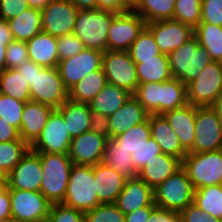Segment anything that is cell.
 Wrapping results in <instances>:
<instances>
[{"label":"cell","instance_id":"cell-49","mask_svg":"<svg viewBox=\"0 0 222 222\" xmlns=\"http://www.w3.org/2000/svg\"><path fill=\"white\" fill-rule=\"evenodd\" d=\"M200 23L222 26V0H202Z\"/></svg>","mask_w":222,"mask_h":222},{"label":"cell","instance_id":"cell-18","mask_svg":"<svg viewBox=\"0 0 222 222\" xmlns=\"http://www.w3.org/2000/svg\"><path fill=\"white\" fill-rule=\"evenodd\" d=\"M108 139L92 131L72 138L68 156L75 165L93 166L102 162Z\"/></svg>","mask_w":222,"mask_h":222},{"label":"cell","instance_id":"cell-14","mask_svg":"<svg viewBox=\"0 0 222 222\" xmlns=\"http://www.w3.org/2000/svg\"><path fill=\"white\" fill-rule=\"evenodd\" d=\"M78 11L67 0H52L41 10L42 31L54 37L73 33Z\"/></svg>","mask_w":222,"mask_h":222},{"label":"cell","instance_id":"cell-57","mask_svg":"<svg viewBox=\"0 0 222 222\" xmlns=\"http://www.w3.org/2000/svg\"><path fill=\"white\" fill-rule=\"evenodd\" d=\"M97 8L122 13L130 10L123 0H97Z\"/></svg>","mask_w":222,"mask_h":222},{"label":"cell","instance_id":"cell-24","mask_svg":"<svg viewBox=\"0 0 222 222\" xmlns=\"http://www.w3.org/2000/svg\"><path fill=\"white\" fill-rule=\"evenodd\" d=\"M181 167L178 158L160 153L138 171V177L154 190Z\"/></svg>","mask_w":222,"mask_h":222},{"label":"cell","instance_id":"cell-10","mask_svg":"<svg viewBox=\"0 0 222 222\" xmlns=\"http://www.w3.org/2000/svg\"><path fill=\"white\" fill-rule=\"evenodd\" d=\"M194 130V144L188 152L202 153L222 149V125L211 106H196Z\"/></svg>","mask_w":222,"mask_h":222},{"label":"cell","instance_id":"cell-23","mask_svg":"<svg viewBox=\"0 0 222 222\" xmlns=\"http://www.w3.org/2000/svg\"><path fill=\"white\" fill-rule=\"evenodd\" d=\"M176 132L181 146L188 152L194 144L196 106L186 104L163 114Z\"/></svg>","mask_w":222,"mask_h":222},{"label":"cell","instance_id":"cell-43","mask_svg":"<svg viewBox=\"0 0 222 222\" xmlns=\"http://www.w3.org/2000/svg\"><path fill=\"white\" fill-rule=\"evenodd\" d=\"M125 214L114 204H99L85 212V222H124Z\"/></svg>","mask_w":222,"mask_h":222},{"label":"cell","instance_id":"cell-6","mask_svg":"<svg viewBox=\"0 0 222 222\" xmlns=\"http://www.w3.org/2000/svg\"><path fill=\"white\" fill-rule=\"evenodd\" d=\"M195 189L186 171L181 167L154 189L157 207L181 212L193 203Z\"/></svg>","mask_w":222,"mask_h":222},{"label":"cell","instance_id":"cell-30","mask_svg":"<svg viewBox=\"0 0 222 222\" xmlns=\"http://www.w3.org/2000/svg\"><path fill=\"white\" fill-rule=\"evenodd\" d=\"M139 84L164 82L173 78L167 54H159V59H140L135 64Z\"/></svg>","mask_w":222,"mask_h":222},{"label":"cell","instance_id":"cell-41","mask_svg":"<svg viewBox=\"0 0 222 222\" xmlns=\"http://www.w3.org/2000/svg\"><path fill=\"white\" fill-rule=\"evenodd\" d=\"M202 0H176L173 20L195 28L201 22Z\"/></svg>","mask_w":222,"mask_h":222},{"label":"cell","instance_id":"cell-22","mask_svg":"<svg viewBox=\"0 0 222 222\" xmlns=\"http://www.w3.org/2000/svg\"><path fill=\"white\" fill-rule=\"evenodd\" d=\"M151 138L158 144L162 153L178 158L181 162L187 151L181 146L176 132L163 114H149Z\"/></svg>","mask_w":222,"mask_h":222},{"label":"cell","instance_id":"cell-19","mask_svg":"<svg viewBox=\"0 0 222 222\" xmlns=\"http://www.w3.org/2000/svg\"><path fill=\"white\" fill-rule=\"evenodd\" d=\"M114 204L124 214L132 213L142 207H157L154 203V190L138 176L127 178Z\"/></svg>","mask_w":222,"mask_h":222},{"label":"cell","instance_id":"cell-63","mask_svg":"<svg viewBox=\"0 0 222 222\" xmlns=\"http://www.w3.org/2000/svg\"><path fill=\"white\" fill-rule=\"evenodd\" d=\"M217 113L222 125V94L217 98L214 104L211 106Z\"/></svg>","mask_w":222,"mask_h":222},{"label":"cell","instance_id":"cell-65","mask_svg":"<svg viewBox=\"0 0 222 222\" xmlns=\"http://www.w3.org/2000/svg\"><path fill=\"white\" fill-rule=\"evenodd\" d=\"M125 5L132 10L138 3L140 0H123Z\"/></svg>","mask_w":222,"mask_h":222},{"label":"cell","instance_id":"cell-9","mask_svg":"<svg viewBox=\"0 0 222 222\" xmlns=\"http://www.w3.org/2000/svg\"><path fill=\"white\" fill-rule=\"evenodd\" d=\"M102 68L107 83L134 94L139 81L136 65L128 51H105L102 58Z\"/></svg>","mask_w":222,"mask_h":222},{"label":"cell","instance_id":"cell-54","mask_svg":"<svg viewBox=\"0 0 222 222\" xmlns=\"http://www.w3.org/2000/svg\"><path fill=\"white\" fill-rule=\"evenodd\" d=\"M11 218L10 189L6 186L0 189V221L7 222Z\"/></svg>","mask_w":222,"mask_h":222},{"label":"cell","instance_id":"cell-40","mask_svg":"<svg viewBox=\"0 0 222 222\" xmlns=\"http://www.w3.org/2000/svg\"><path fill=\"white\" fill-rule=\"evenodd\" d=\"M30 149L23 140L0 142V169L8 174Z\"/></svg>","mask_w":222,"mask_h":222},{"label":"cell","instance_id":"cell-28","mask_svg":"<svg viewBox=\"0 0 222 222\" xmlns=\"http://www.w3.org/2000/svg\"><path fill=\"white\" fill-rule=\"evenodd\" d=\"M132 96L120 87L107 83L102 90L89 103L90 110L102 113L107 117L114 114Z\"/></svg>","mask_w":222,"mask_h":222},{"label":"cell","instance_id":"cell-58","mask_svg":"<svg viewBox=\"0 0 222 222\" xmlns=\"http://www.w3.org/2000/svg\"><path fill=\"white\" fill-rule=\"evenodd\" d=\"M156 207H142L140 209H136L132 213L125 214L124 222H147L151 212Z\"/></svg>","mask_w":222,"mask_h":222},{"label":"cell","instance_id":"cell-27","mask_svg":"<svg viewBox=\"0 0 222 222\" xmlns=\"http://www.w3.org/2000/svg\"><path fill=\"white\" fill-rule=\"evenodd\" d=\"M56 110L63 116L71 138L90 130L92 111L89 104L78 103L68 99Z\"/></svg>","mask_w":222,"mask_h":222},{"label":"cell","instance_id":"cell-34","mask_svg":"<svg viewBox=\"0 0 222 222\" xmlns=\"http://www.w3.org/2000/svg\"><path fill=\"white\" fill-rule=\"evenodd\" d=\"M194 36L213 61H222V26L200 23L194 28Z\"/></svg>","mask_w":222,"mask_h":222},{"label":"cell","instance_id":"cell-53","mask_svg":"<svg viewBox=\"0 0 222 222\" xmlns=\"http://www.w3.org/2000/svg\"><path fill=\"white\" fill-rule=\"evenodd\" d=\"M147 222H181L180 213L156 207Z\"/></svg>","mask_w":222,"mask_h":222},{"label":"cell","instance_id":"cell-20","mask_svg":"<svg viewBox=\"0 0 222 222\" xmlns=\"http://www.w3.org/2000/svg\"><path fill=\"white\" fill-rule=\"evenodd\" d=\"M97 199L101 204L115 203L127 178L104 162L93 165Z\"/></svg>","mask_w":222,"mask_h":222},{"label":"cell","instance_id":"cell-12","mask_svg":"<svg viewBox=\"0 0 222 222\" xmlns=\"http://www.w3.org/2000/svg\"><path fill=\"white\" fill-rule=\"evenodd\" d=\"M12 218L46 222L51 203L40 191L10 189Z\"/></svg>","mask_w":222,"mask_h":222},{"label":"cell","instance_id":"cell-47","mask_svg":"<svg viewBox=\"0 0 222 222\" xmlns=\"http://www.w3.org/2000/svg\"><path fill=\"white\" fill-rule=\"evenodd\" d=\"M59 61L71 58L85 49L83 43L73 33L57 37Z\"/></svg>","mask_w":222,"mask_h":222},{"label":"cell","instance_id":"cell-26","mask_svg":"<svg viewBox=\"0 0 222 222\" xmlns=\"http://www.w3.org/2000/svg\"><path fill=\"white\" fill-rule=\"evenodd\" d=\"M28 58L43 67H57L59 62L57 37L43 31L26 42Z\"/></svg>","mask_w":222,"mask_h":222},{"label":"cell","instance_id":"cell-13","mask_svg":"<svg viewBox=\"0 0 222 222\" xmlns=\"http://www.w3.org/2000/svg\"><path fill=\"white\" fill-rule=\"evenodd\" d=\"M103 53L85 48L71 58L60 60L57 69L64 86L71 90L87 74L101 69Z\"/></svg>","mask_w":222,"mask_h":222},{"label":"cell","instance_id":"cell-60","mask_svg":"<svg viewBox=\"0 0 222 222\" xmlns=\"http://www.w3.org/2000/svg\"><path fill=\"white\" fill-rule=\"evenodd\" d=\"M79 10L97 9V0H67Z\"/></svg>","mask_w":222,"mask_h":222},{"label":"cell","instance_id":"cell-4","mask_svg":"<svg viewBox=\"0 0 222 222\" xmlns=\"http://www.w3.org/2000/svg\"><path fill=\"white\" fill-rule=\"evenodd\" d=\"M194 189L222 185V149L202 153L188 152L182 160Z\"/></svg>","mask_w":222,"mask_h":222},{"label":"cell","instance_id":"cell-44","mask_svg":"<svg viewBox=\"0 0 222 222\" xmlns=\"http://www.w3.org/2000/svg\"><path fill=\"white\" fill-rule=\"evenodd\" d=\"M25 102L18 101L10 96L0 93V117L12 124L18 130L21 127V116Z\"/></svg>","mask_w":222,"mask_h":222},{"label":"cell","instance_id":"cell-16","mask_svg":"<svg viewBox=\"0 0 222 222\" xmlns=\"http://www.w3.org/2000/svg\"><path fill=\"white\" fill-rule=\"evenodd\" d=\"M161 53L169 54L194 36V28L179 21L168 19L146 23Z\"/></svg>","mask_w":222,"mask_h":222},{"label":"cell","instance_id":"cell-45","mask_svg":"<svg viewBox=\"0 0 222 222\" xmlns=\"http://www.w3.org/2000/svg\"><path fill=\"white\" fill-rule=\"evenodd\" d=\"M46 222H85V213L63 203L51 204Z\"/></svg>","mask_w":222,"mask_h":222},{"label":"cell","instance_id":"cell-42","mask_svg":"<svg viewBox=\"0 0 222 222\" xmlns=\"http://www.w3.org/2000/svg\"><path fill=\"white\" fill-rule=\"evenodd\" d=\"M159 87L161 82L139 84L133 94L149 114H159Z\"/></svg>","mask_w":222,"mask_h":222},{"label":"cell","instance_id":"cell-17","mask_svg":"<svg viewBox=\"0 0 222 222\" xmlns=\"http://www.w3.org/2000/svg\"><path fill=\"white\" fill-rule=\"evenodd\" d=\"M42 172L40 156L30 149L7 174V187L16 190L40 191Z\"/></svg>","mask_w":222,"mask_h":222},{"label":"cell","instance_id":"cell-38","mask_svg":"<svg viewBox=\"0 0 222 222\" xmlns=\"http://www.w3.org/2000/svg\"><path fill=\"white\" fill-rule=\"evenodd\" d=\"M128 52L135 64L140 63V59H159V54H162L152 33L146 27L132 43Z\"/></svg>","mask_w":222,"mask_h":222},{"label":"cell","instance_id":"cell-7","mask_svg":"<svg viewBox=\"0 0 222 222\" xmlns=\"http://www.w3.org/2000/svg\"><path fill=\"white\" fill-rule=\"evenodd\" d=\"M31 101L58 109L69 99V90L59 75L57 67L35 69V77L29 85Z\"/></svg>","mask_w":222,"mask_h":222},{"label":"cell","instance_id":"cell-31","mask_svg":"<svg viewBox=\"0 0 222 222\" xmlns=\"http://www.w3.org/2000/svg\"><path fill=\"white\" fill-rule=\"evenodd\" d=\"M106 84L107 80L103 68L92 71L69 90V99L74 102L89 104Z\"/></svg>","mask_w":222,"mask_h":222},{"label":"cell","instance_id":"cell-3","mask_svg":"<svg viewBox=\"0 0 222 222\" xmlns=\"http://www.w3.org/2000/svg\"><path fill=\"white\" fill-rule=\"evenodd\" d=\"M173 78L186 84L194 81L213 60L195 36L168 54Z\"/></svg>","mask_w":222,"mask_h":222},{"label":"cell","instance_id":"cell-51","mask_svg":"<svg viewBox=\"0 0 222 222\" xmlns=\"http://www.w3.org/2000/svg\"><path fill=\"white\" fill-rule=\"evenodd\" d=\"M181 222H222L221 219L203 212L195 203L180 212Z\"/></svg>","mask_w":222,"mask_h":222},{"label":"cell","instance_id":"cell-15","mask_svg":"<svg viewBox=\"0 0 222 222\" xmlns=\"http://www.w3.org/2000/svg\"><path fill=\"white\" fill-rule=\"evenodd\" d=\"M71 136L63 116L54 109L49 115L40 137L31 146L34 152L68 154Z\"/></svg>","mask_w":222,"mask_h":222},{"label":"cell","instance_id":"cell-29","mask_svg":"<svg viewBox=\"0 0 222 222\" xmlns=\"http://www.w3.org/2000/svg\"><path fill=\"white\" fill-rule=\"evenodd\" d=\"M8 23L14 40L27 42L42 31L41 10L29 7Z\"/></svg>","mask_w":222,"mask_h":222},{"label":"cell","instance_id":"cell-48","mask_svg":"<svg viewBox=\"0 0 222 222\" xmlns=\"http://www.w3.org/2000/svg\"><path fill=\"white\" fill-rule=\"evenodd\" d=\"M25 41L13 40L6 48V68L16 69L28 61Z\"/></svg>","mask_w":222,"mask_h":222},{"label":"cell","instance_id":"cell-21","mask_svg":"<svg viewBox=\"0 0 222 222\" xmlns=\"http://www.w3.org/2000/svg\"><path fill=\"white\" fill-rule=\"evenodd\" d=\"M54 109L48 105L29 101L24 105L21 116L20 138L30 147L40 137L49 115Z\"/></svg>","mask_w":222,"mask_h":222},{"label":"cell","instance_id":"cell-36","mask_svg":"<svg viewBox=\"0 0 222 222\" xmlns=\"http://www.w3.org/2000/svg\"><path fill=\"white\" fill-rule=\"evenodd\" d=\"M176 0H140L132 9L137 12L146 23L159 20L173 19Z\"/></svg>","mask_w":222,"mask_h":222},{"label":"cell","instance_id":"cell-1","mask_svg":"<svg viewBox=\"0 0 222 222\" xmlns=\"http://www.w3.org/2000/svg\"><path fill=\"white\" fill-rule=\"evenodd\" d=\"M40 156L42 181L40 192L51 203H62L67 191L73 162L68 154L35 152Z\"/></svg>","mask_w":222,"mask_h":222},{"label":"cell","instance_id":"cell-46","mask_svg":"<svg viewBox=\"0 0 222 222\" xmlns=\"http://www.w3.org/2000/svg\"><path fill=\"white\" fill-rule=\"evenodd\" d=\"M160 153H162V151L159 144L150 137L143 146L131 153L135 169L139 171L147 162H150L155 155Z\"/></svg>","mask_w":222,"mask_h":222},{"label":"cell","instance_id":"cell-66","mask_svg":"<svg viewBox=\"0 0 222 222\" xmlns=\"http://www.w3.org/2000/svg\"><path fill=\"white\" fill-rule=\"evenodd\" d=\"M7 222H30V221H23V220H18V219L11 218Z\"/></svg>","mask_w":222,"mask_h":222},{"label":"cell","instance_id":"cell-39","mask_svg":"<svg viewBox=\"0 0 222 222\" xmlns=\"http://www.w3.org/2000/svg\"><path fill=\"white\" fill-rule=\"evenodd\" d=\"M151 128L148 119L136 126L127 129L124 133L112 138L116 143L128 152H135L151 137Z\"/></svg>","mask_w":222,"mask_h":222},{"label":"cell","instance_id":"cell-2","mask_svg":"<svg viewBox=\"0 0 222 222\" xmlns=\"http://www.w3.org/2000/svg\"><path fill=\"white\" fill-rule=\"evenodd\" d=\"M116 12L102 9L79 10L73 34L86 49L107 51V36Z\"/></svg>","mask_w":222,"mask_h":222},{"label":"cell","instance_id":"cell-62","mask_svg":"<svg viewBox=\"0 0 222 222\" xmlns=\"http://www.w3.org/2000/svg\"><path fill=\"white\" fill-rule=\"evenodd\" d=\"M52 0H27L30 8L42 10Z\"/></svg>","mask_w":222,"mask_h":222},{"label":"cell","instance_id":"cell-64","mask_svg":"<svg viewBox=\"0 0 222 222\" xmlns=\"http://www.w3.org/2000/svg\"><path fill=\"white\" fill-rule=\"evenodd\" d=\"M7 186V174L0 169V189Z\"/></svg>","mask_w":222,"mask_h":222},{"label":"cell","instance_id":"cell-61","mask_svg":"<svg viewBox=\"0 0 222 222\" xmlns=\"http://www.w3.org/2000/svg\"><path fill=\"white\" fill-rule=\"evenodd\" d=\"M4 41H0V73L6 69V48Z\"/></svg>","mask_w":222,"mask_h":222},{"label":"cell","instance_id":"cell-59","mask_svg":"<svg viewBox=\"0 0 222 222\" xmlns=\"http://www.w3.org/2000/svg\"><path fill=\"white\" fill-rule=\"evenodd\" d=\"M14 40L8 21L0 18V41L9 45Z\"/></svg>","mask_w":222,"mask_h":222},{"label":"cell","instance_id":"cell-11","mask_svg":"<svg viewBox=\"0 0 222 222\" xmlns=\"http://www.w3.org/2000/svg\"><path fill=\"white\" fill-rule=\"evenodd\" d=\"M145 27V20L134 10L116 13L107 36V50L129 51Z\"/></svg>","mask_w":222,"mask_h":222},{"label":"cell","instance_id":"cell-8","mask_svg":"<svg viewBox=\"0 0 222 222\" xmlns=\"http://www.w3.org/2000/svg\"><path fill=\"white\" fill-rule=\"evenodd\" d=\"M186 91L187 104L197 107L212 106L222 94V64L212 61L186 86Z\"/></svg>","mask_w":222,"mask_h":222},{"label":"cell","instance_id":"cell-5","mask_svg":"<svg viewBox=\"0 0 222 222\" xmlns=\"http://www.w3.org/2000/svg\"><path fill=\"white\" fill-rule=\"evenodd\" d=\"M95 190L93 166L73 164L62 203L85 213L101 204Z\"/></svg>","mask_w":222,"mask_h":222},{"label":"cell","instance_id":"cell-50","mask_svg":"<svg viewBox=\"0 0 222 222\" xmlns=\"http://www.w3.org/2000/svg\"><path fill=\"white\" fill-rule=\"evenodd\" d=\"M28 8L27 0H0V18L9 21Z\"/></svg>","mask_w":222,"mask_h":222},{"label":"cell","instance_id":"cell-32","mask_svg":"<svg viewBox=\"0 0 222 222\" xmlns=\"http://www.w3.org/2000/svg\"><path fill=\"white\" fill-rule=\"evenodd\" d=\"M102 162L111 166L126 178L138 176V171L135 169L131 158V152L121 148L112 138L106 142Z\"/></svg>","mask_w":222,"mask_h":222},{"label":"cell","instance_id":"cell-37","mask_svg":"<svg viewBox=\"0 0 222 222\" xmlns=\"http://www.w3.org/2000/svg\"><path fill=\"white\" fill-rule=\"evenodd\" d=\"M193 203L203 212L222 220V185L196 189Z\"/></svg>","mask_w":222,"mask_h":222},{"label":"cell","instance_id":"cell-25","mask_svg":"<svg viewBox=\"0 0 222 222\" xmlns=\"http://www.w3.org/2000/svg\"><path fill=\"white\" fill-rule=\"evenodd\" d=\"M148 117L149 113L132 95L121 108L108 117L110 138L117 137L127 129L145 122Z\"/></svg>","mask_w":222,"mask_h":222},{"label":"cell","instance_id":"cell-35","mask_svg":"<svg viewBox=\"0 0 222 222\" xmlns=\"http://www.w3.org/2000/svg\"><path fill=\"white\" fill-rule=\"evenodd\" d=\"M0 93L25 103L31 101L29 85L16 69L6 68L0 73Z\"/></svg>","mask_w":222,"mask_h":222},{"label":"cell","instance_id":"cell-55","mask_svg":"<svg viewBox=\"0 0 222 222\" xmlns=\"http://www.w3.org/2000/svg\"><path fill=\"white\" fill-rule=\"evenodd\" d=\"M12 140H22L19 130L0 117V142H9Z\"/></svg>","mask_w":222,"mask_h":222},{"label":"cell","instance_id":"cell-33","mask_svg":"<svg viewBox=\"0 0 222 222\" xmlns=\"http://www.w3.org/2000/svg\"><path fill=\"white\" fill-rule=\"evenodd\" d=\"M187 104L186 84L176 78L161 82L159 87V114Z\"/></svg>","mask_w":222,"mask_h":222},{"label":"cell","instance_id":"cell-52","mask_svg":"<svg viewBox=\"0 0 222 222\" xmlns=\"http://www.w3.org/2000/svg\"><path fill=\"white\" fill-rule=\"evenodd\" d=\"M90 131L110 139V123L109 118L102 113L91 114Z\"/></svg>","mask_w":222,"mask_h":222},{"label":"cell","instance_id":"cell-56","mask_svg":"<svg viewBox=\"0 0 222 222\" xmlns=\"http://www.w3.org/2000/svg\"><path fill=\"white\" fill-rule=\"evenodd\" d=\"M42 68L43 66L38 65L32 60L28 59V61L24 62L21 66L16 68V70L19 72V75H22V77L25 79V82L30 85L35 77V69Z\"/></svg>","mask_w":222,"mask_h":222}]
</instances>
